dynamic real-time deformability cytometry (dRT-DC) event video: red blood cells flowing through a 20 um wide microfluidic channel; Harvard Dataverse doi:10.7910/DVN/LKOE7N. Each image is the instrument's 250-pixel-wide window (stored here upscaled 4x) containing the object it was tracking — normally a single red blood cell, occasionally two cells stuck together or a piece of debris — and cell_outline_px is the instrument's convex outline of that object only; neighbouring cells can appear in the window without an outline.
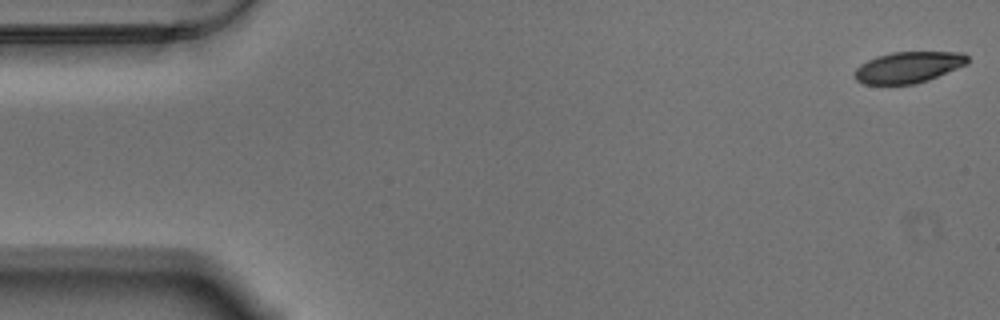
{"species": "Egyptian fruit bat (a non-hibernating species)", "species_latin": "Rousettus aegyptiacus", "temperature_condition": "warm", "stored_images_in_passage": 9, "camera_frame_rate_fps": 3000, "um_per_image_px": 0.085, "animal": {"sex": "male"}, "frame": {"image": 1, "passage_image": 1, "time_ms": 0.0, "image_size_px": [1000, 320], "cell_outline_px": [[968, 64], [928, 80], [916, 84], [864, 84], [856, 80], [852, 76], [856, 68], [860, 64], [876, 56], [892, 52], [964, 52], [968, 56]], "centroid_in_image_um": [77.2, 5.71], "position_along_channel_um": 7.8, "area_um2": 20.69}}